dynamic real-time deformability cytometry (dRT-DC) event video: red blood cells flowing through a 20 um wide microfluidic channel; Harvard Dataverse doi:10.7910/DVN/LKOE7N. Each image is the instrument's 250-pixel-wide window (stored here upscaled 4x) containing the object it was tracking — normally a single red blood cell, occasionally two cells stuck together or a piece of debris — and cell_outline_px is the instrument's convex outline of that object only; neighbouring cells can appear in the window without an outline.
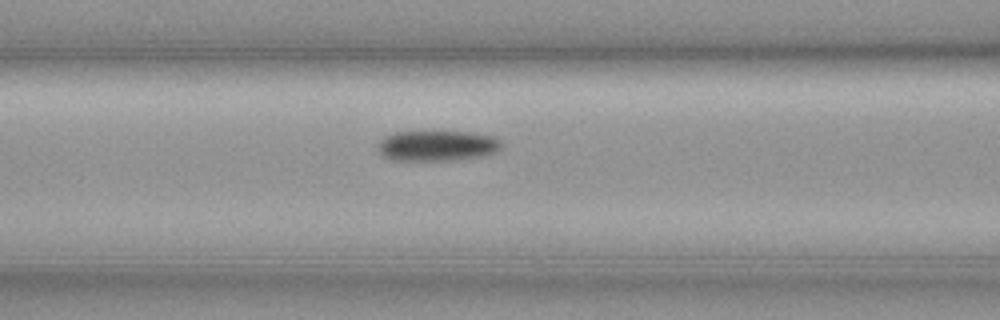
{"species": "common noctule bat (a hibernating species)", "species_latin": "Nyctalus noctula", "temperature_condition": "cold", "stored_images_in_passage": 20, "camera_frame_rate_fps": 3000, "um_per_image_px": 0.085, "animal": {"sex": "female", "body_mass_g": 19.3, "forearm_length_mm": 54.1}, "frame": {"image": 1, "passage_image": 15, "time_ms": 4.667, "image_size_px": [1000, 320], "cell_outline_px": [[504, 144], [496, 152], [484, 156], [452, 160], [388, 160], [380, 152], [376, 144], [384, 136], [396, 132], [472, 132], [492, 136], [500, 140]], "centroid_in_image_um": [37.16, 12.39], "position_along_channel_um": 129.4, "area_um2": 22.08}}